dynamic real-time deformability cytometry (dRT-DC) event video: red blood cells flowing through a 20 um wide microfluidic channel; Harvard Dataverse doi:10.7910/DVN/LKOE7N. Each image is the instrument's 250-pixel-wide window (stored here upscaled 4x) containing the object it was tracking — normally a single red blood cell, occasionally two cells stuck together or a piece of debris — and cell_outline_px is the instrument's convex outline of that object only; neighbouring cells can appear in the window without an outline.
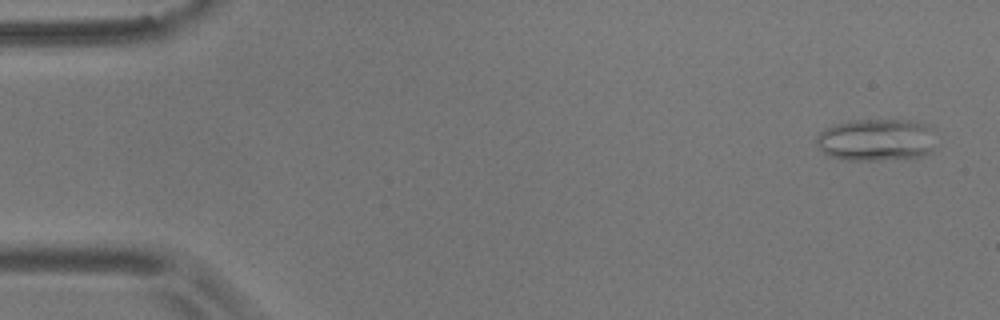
{"species": "common noctule bat (a hibernating species)", "species_latin": "Nyctalus noctula", "temperature_condition": "room temperature", "stored_images_in_passage": 54, "camera_frame_rate_fps": 3000, "um_per_image_px": 0.085, "animal": {"sex": "male", "body_mass_g": 17.9}, "frame": {"image": 1, "passage_image": 2, "time_ms": 0.333, "image_size_px": [1000, 320], "cell_outline_px": [[932, 152], [920, 156], [880, 160], [844, 160], [828, 156], [816, 144], [816, 136], [824, 128], [832, 124], [852, 120], [924, 120], [932, 128]], "centroid_in_image_um": [74.46, 11.87], "position_along_channel_um": 10.5, "area_um2": 29.77}}
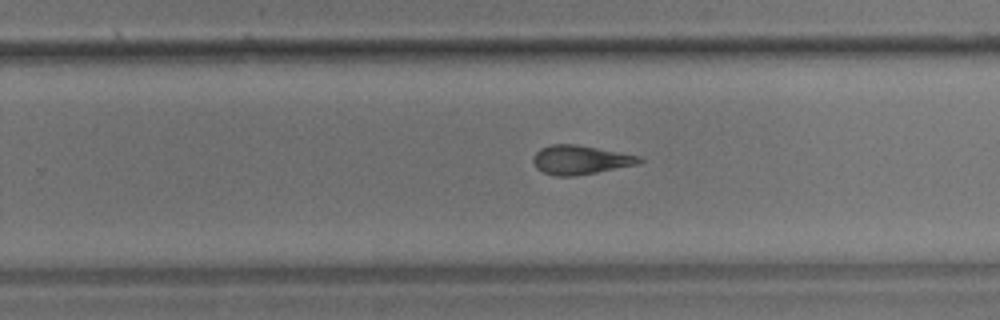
{"frame": {"image": 2, "passage_image": 34, "time_ms": 11.0, "image_size_px": [1000, 320], "cell_outline_px": [[644, 160], [636, 164], [596, 172], [572, 176], [556, 176], [544, 172], [536, 168], [532, 160], [532, 156], [540, 148], [552, 144], [576, 144], [640, 156]], "centroid_in_image_um": [49.28, 13.58], "position_along_channel_um": 280.5, "area_um2": 17.74}}
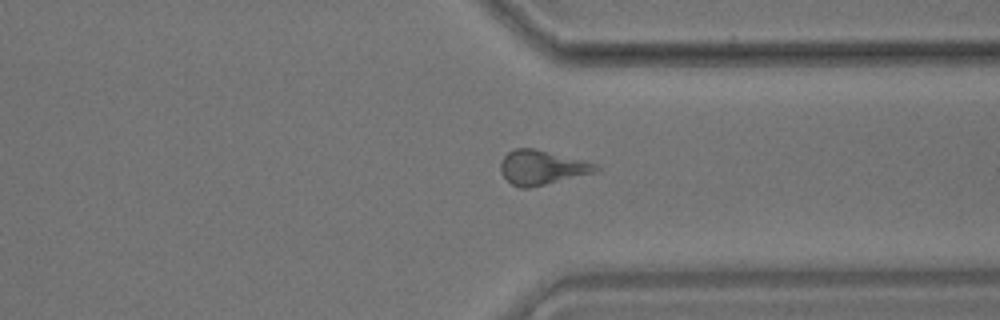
{"frame": {"image": 3, "passage_image": 41, "time_ms": 13.333, "image_size_px": [1000, 320], "cell_outline_px": [[600, 168], [592, 172], [528, 188], [520, 188], [512, 184], [500, 172], [500, 164], [504, 156], [508, 152], [516, 148], [532, 148], [584, 160], [596, 164]], "centroid_in_image_um": [46.0, 14.22], "position_along_channel_um": 365.4, "area_um2": 18.55}, "authors_computed_cell_mechanics": {"area_um2": 18.5827, "velocity_mm_per_s": 3.643, "shape_relaxation_time_tau1_ms": null, "shape_relaxation_time_tau2_ms": 3.3514, "deformation_change_tau1": null, "deformation_change_tau2": 0.1334}}